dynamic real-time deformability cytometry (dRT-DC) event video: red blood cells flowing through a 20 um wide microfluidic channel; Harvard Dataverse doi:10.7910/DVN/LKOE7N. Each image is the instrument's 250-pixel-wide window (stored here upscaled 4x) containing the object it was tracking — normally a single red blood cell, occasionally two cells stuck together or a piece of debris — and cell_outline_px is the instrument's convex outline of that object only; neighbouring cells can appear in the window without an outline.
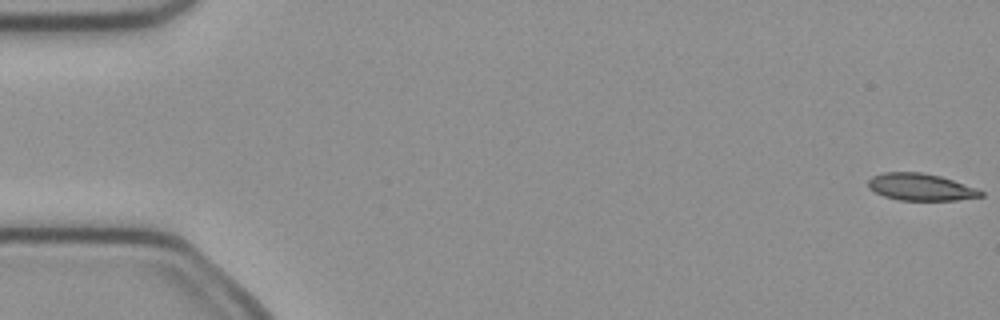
{"species": "common noctule bat (a hibernating species)", "species_latin": "Nyctalus noctula", "temperature_condition": "cold", "stored_images_in_passage": 51, "camera_frame_rate_fps": 3000, "um_per_image_px": 0.085, "animal": {"sex": "female", "body_mass_g": 21.9}, "frame": {"image": 1, "passage_image": 1, "time_ms": 0.0, "image_size_px": [1000, 320], "cell_outline_px": [[984, 196], [956, 200], [900, 200], [884, 196], [868, 188], [868, 180], [872, 176], [884, 172], [924, 172], [940, 176], [976, 188], [984, 192]], "centroid_in_image_um": [78.25, 15.89], "position_along_channel_um": 6.8, "area_um2": 17.69}}
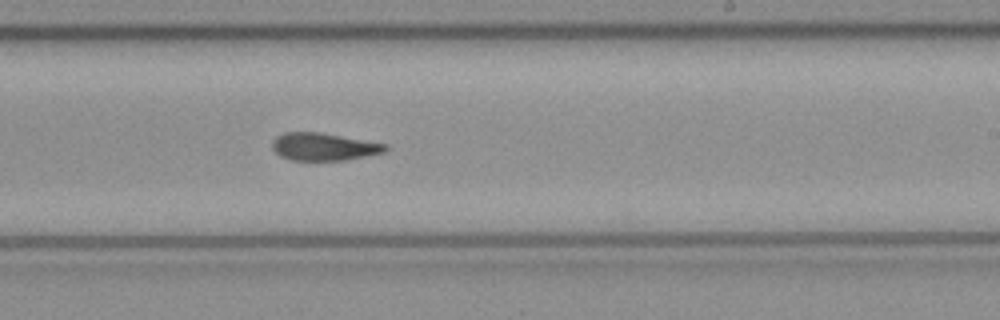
{"frame": {"image": 2, "passage_image": 31, "time_ms": 10.0, "image_size_px": [1000, 320], "cell_outline_px": [[388, 148], [384, 152], [344, 160], [292, 160], [280, 156], [272, 148], [272, 140], [276, 136], [284, 132], [320, 132], [388, 144]], "centroid_in_image_um": [27.5, 12.46], "position_along_channel_um": 261.5, "area_um2": 18.15}}
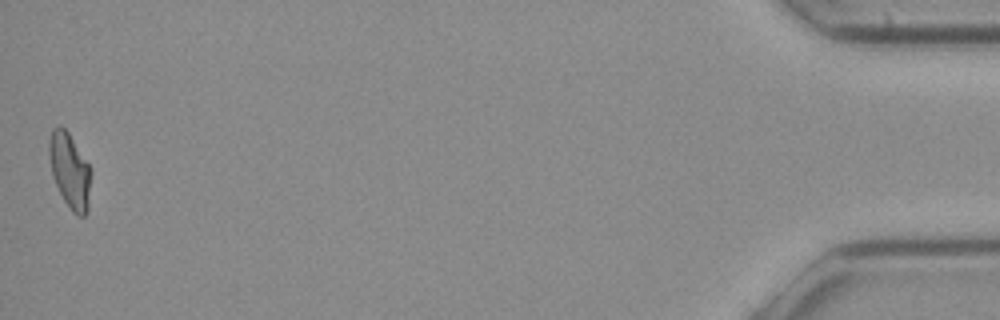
{"frame": {"image": 3, "passage_image": 51, "time_ms": 16.667, "image_size_px": [1000, 320], "cell_outline_px": [[92, 172], [88, 208], [84, 216], [76, 216], [72, 212], [64, 200], [52, 176], [48, 156], [48, 144], [52, 128], [60, 124], [68, 132], [92, 168]], "centroid_in_image_um": [5.94, 14.49], "position_along_channel_um": 429.3, "area_um2": 18.67}, "authors_computed_cell_mechanics": {"area_um2": 18.8428, "velocity_mm_per_s": 4.0275, "shape_relaxation_time_tau1_ms": null, "shape_relaxation_time_tau2_ms": 4.9209, "deformation_change_tau1": null, "deformation_change_tau2": 0.1261}}